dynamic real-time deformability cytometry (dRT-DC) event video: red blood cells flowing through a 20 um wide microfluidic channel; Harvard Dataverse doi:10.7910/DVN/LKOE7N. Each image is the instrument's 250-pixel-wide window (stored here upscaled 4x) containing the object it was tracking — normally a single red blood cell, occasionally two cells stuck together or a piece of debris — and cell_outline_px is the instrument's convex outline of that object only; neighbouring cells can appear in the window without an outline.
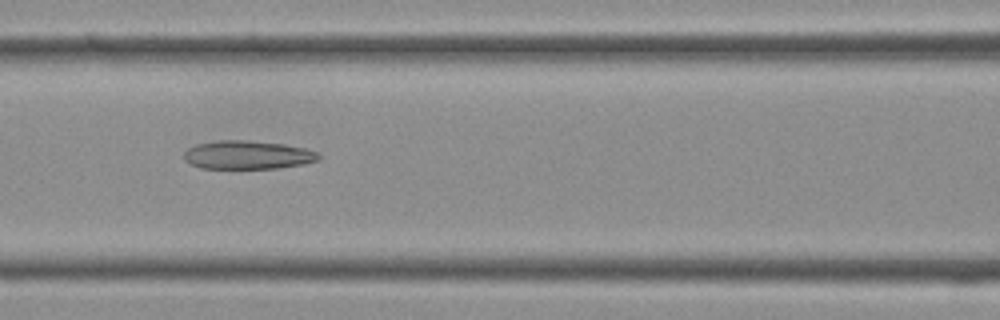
{"species": "Egyptian fruit bat (a non-hibernating species)", "species_latin": "Rousettus aegyptiacus", "temperature_condition": "cold", "stored_images_in_passage": 32, "camera_frame_rate_fps": 3000, "um_per_image_px": 0.085, "frame": {"image": 1, "passage_image": 13, "time_ms": 4.0, "image_size_px": [1000, 320], "cell_outline_px": [[320, 160], [304, 164], [276, 168], [200, 168], [184, 160], [184, 152], [188, 148], [196, 144], [216, 140], [248, 140], [284, 144], [304, 148], [316, 152], [320, 156]], "centroid_in_image_um": [21.03, 13.16], "position_along_channel_um": 145.6, "area_um2": 22.37}}
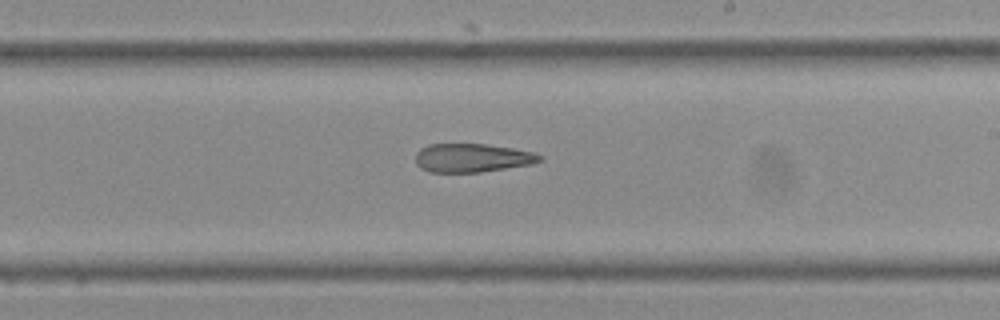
{"frame": {"image": 2, "passage_image": 19, "time_ms": 6.0, "image_size_px": [1000, 320], "cell_outline_px": [[544, 160], [532, 164], [480, 172], [428, 172], [420, 168], [416, 164], [416, 152], [420, 148], [428, 144], [484, 144], [512, 148], [532, 152], [544, 156]], "centroid_in_image_um": [40.13, 13.42], "position_along_channel_um": 248.9, "area_um2": 20.81}}
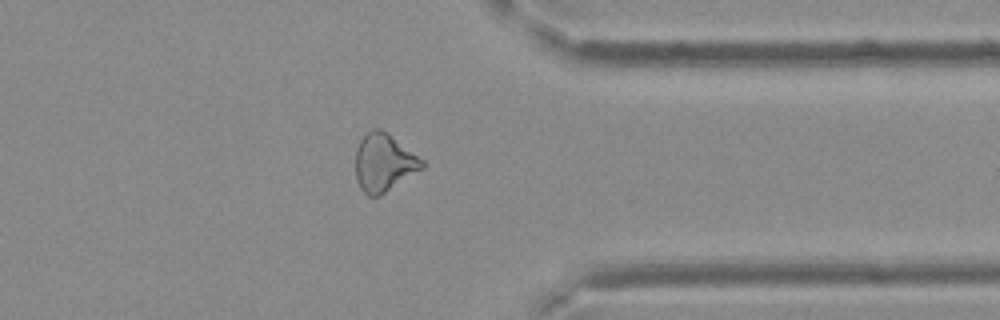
{"frame": {"image": 3, "passage_image": 27, "time_ms": 8.667, "image_size_px": [1000, 320], "cell_outline_px": [[424, 168], [380, 196], [368, 196], [360, 188], [356, 180], [356, 148], [360, 140], [372, 128], [380, 128], [424, 160]], "centroid_in_image_um": [32.62, 13.84], "position_along_channel_um": 378.8, "area_um2": 22.31}}